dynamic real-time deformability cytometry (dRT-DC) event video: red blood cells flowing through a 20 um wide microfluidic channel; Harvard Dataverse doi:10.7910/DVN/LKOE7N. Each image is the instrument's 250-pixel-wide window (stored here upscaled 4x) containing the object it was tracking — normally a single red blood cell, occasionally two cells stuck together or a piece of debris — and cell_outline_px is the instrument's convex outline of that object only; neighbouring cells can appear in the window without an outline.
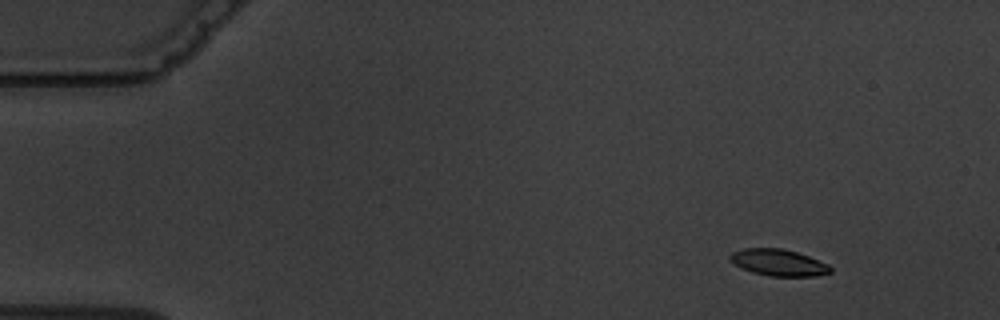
{"species": "common noctule bat (a hibernating species)", "species_latin": "Nyctalus noctula", "temperature_condition": "warm", "stored_images_in_passage": 5, "camera_frame_rate_fps": 3000, "um_per_image_px": 0.085, "animal": {"sex": "male", "body_mass_g": 19.5, "forearm_length_mm": 54.6}, "frame": {"image": 1, "passage_image": 2, "time_ms": 1.667, "image_size_px": [1000, 320], "cell_outline_px": [[832, 272], [816, 276], [768, 276], [752, 272], [740, 268], [728, 256], [732, 252], [744, 248], [780, 248], [796, 252], [808, 256], [828, 264], [832, 268]], "centroid_in_image_um": [66.18, 22.32], "position_along_channel_um": 18.8, "area_um2": 15.49}}
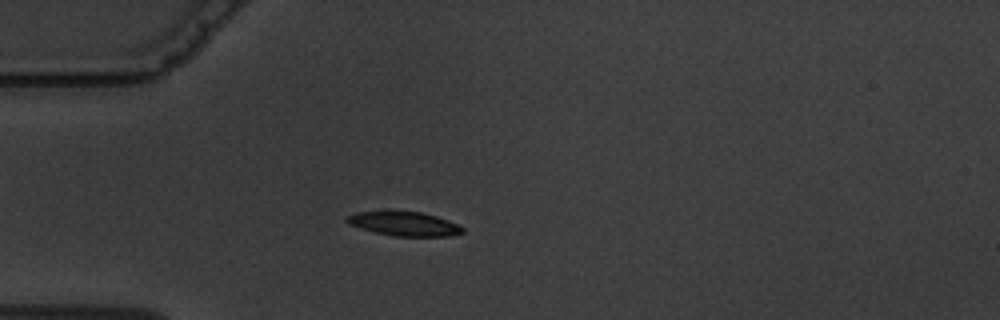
{"frame": {"image": 2, "passage_image": 5, "time_ms": 5.0, "image_size_px": [1000, 320], "cell_outline_px": [[464, 232], [448, 236], [392, 236], [360, 228], [348, 224], [344, 220], [344, 216], [356, 212], [420, 212], [436, 216], [448, 220], [464, 228]], "centroid_in_image_um": [34.32, 19.03], "position_along_channel_um": 50.7, "area_um2": 16.07}}